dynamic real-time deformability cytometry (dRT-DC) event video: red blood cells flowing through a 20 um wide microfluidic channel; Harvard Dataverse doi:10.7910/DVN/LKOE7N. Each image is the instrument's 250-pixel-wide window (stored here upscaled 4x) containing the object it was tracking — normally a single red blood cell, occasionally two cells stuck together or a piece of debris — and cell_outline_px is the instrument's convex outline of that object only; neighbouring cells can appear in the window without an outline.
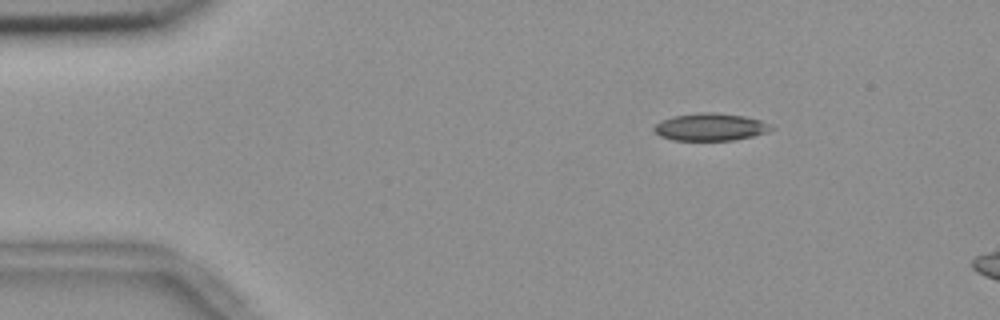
{"species": "common noctule bat (a hibernating species)", "species_latin": "Nyctalus noctula", "temperature_condition": "room temperature", "stored_images_in_passage": 3, "camera_frame_rate_fps": 3000, "um_per_image_px": 0.085, "animal": {"sex": "female", "body_mass_g": 18.4}, "frame": {"image": 1, "passage_image": 1, "time_ms": 0.0, "image_size_px": [1000, 320], "cell_outline_px": [[776, 128], [768, 132], [752, 136], [732, 140], [672, 140], [660, 136], [652, 128], [660, 120], [672, 116], [700, 112], [712, 112], [744, 116], [760, 120]], "centroid_in_image_um": [60.36, 10.79], "position_along_channel_um": 24.6, "area_um2": 18.73}}